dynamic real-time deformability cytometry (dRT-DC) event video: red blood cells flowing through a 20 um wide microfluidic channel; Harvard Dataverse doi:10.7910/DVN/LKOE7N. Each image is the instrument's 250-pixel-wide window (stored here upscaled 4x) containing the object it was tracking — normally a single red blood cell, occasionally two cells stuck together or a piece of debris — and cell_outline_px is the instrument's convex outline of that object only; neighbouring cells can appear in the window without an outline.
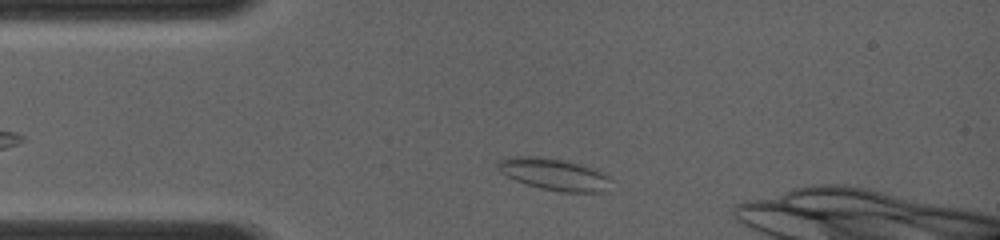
{"species": "common noctule bat (a hibernating species)", "species_latin": "Nyctalus noctula", "temperature_condition": "room temperature", "stored_images_in_passage": 34, "camera_frame_rate_fps": 4000, "um_per_image_px": 0.085, "animal": {"sex": "female", "body_mass_g": 19.0, "forearm_length_mm": 56.7}, "frame": {"image": 1, "passage_image": 2, "time_ms": 0.5, "image_size_px": [1000, 240], "cell_outline_px": [[608, 180], [600, 192], [560, 192], [540, 188], [516, 180], [500, 172], [496, 168], [496, 164], [500, 160], [508, 156], [536, 156], [568, 160], [596, 168], [608, 176]], "centroid_in_image_um": [47.03, 14.78], "position_along_channel_um": 38.0, "area_um2": 20.87}}
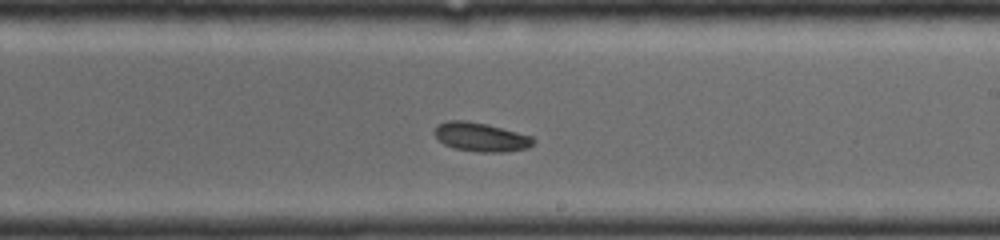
{"frame": {"image": 2, "passage_image": 16, "time_ms": 5.75, "image_size_px": [1000, 240], "cell_outline_px": [[536, 140], [528, 148], [504, 152], [480, 152], [452, 148], [444, 144], [432, 132], [440, 124], [448, 120], [464, 120], [488, 124], [532, 136]], "centroid_in_image_um": [40.88, 11.65], "position_along_channel_um": 248.1, "area_um2": 16.65}}
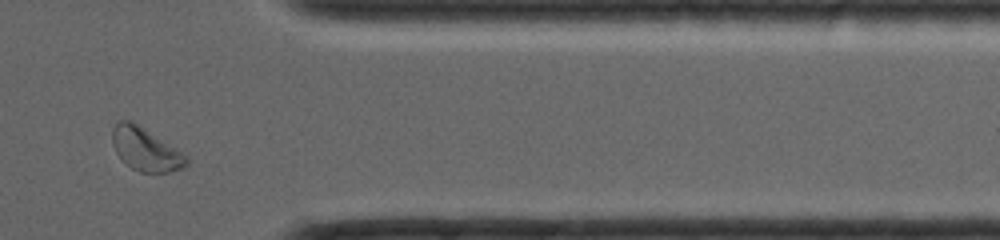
{"frame": {"image": 3, "passage_image": 29, "time_ms": 9.25, "image_size_px": [1000, 240], "cell_outline_px": [[188, 164], [184, 168], [168, 172], [140, 172], [124, 164], [116, 152], [112, 144], [112, 128], [120, 120], [128, 120], [144, 128], [188, 156]], "centroid_in_image_um": [12.36, 12.71], "position_along_channel_um": 399.0, "area_um2": 18.5}}